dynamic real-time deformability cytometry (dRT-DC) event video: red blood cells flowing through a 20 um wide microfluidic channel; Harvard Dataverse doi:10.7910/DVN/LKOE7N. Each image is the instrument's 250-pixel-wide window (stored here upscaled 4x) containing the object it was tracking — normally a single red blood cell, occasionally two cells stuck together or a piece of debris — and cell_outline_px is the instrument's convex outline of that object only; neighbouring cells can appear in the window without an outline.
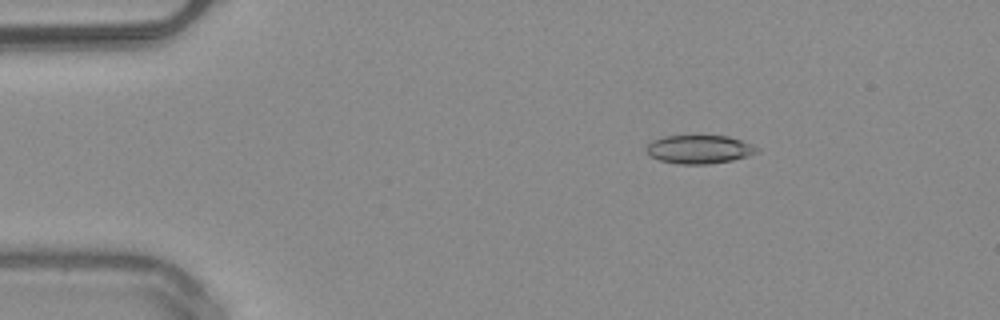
{"species": "common noctule bat (a hibernating species)", "species_latin": "Nyctalus noctula", "temperature_condition": "warm", "stored_images_in_passage": 46, "camera_frame_rate_fps": 3000, "um_per_image_px": 0.085, "animal": {"sex": "male", "body_mass_g": 20.4}, "frame": {"image": 1, "passage_image": 4, "time_ms": 1.0, "image_size_px": [1000, 320], "cell_outline_px": [[760, 148], [756, 152], [748, 156], [732, 160], [708, 164], [680, 164], [660, 160], [648, 156], [644, 148], [652, 140], [664, 136], [728, 136], [752, 144]], "centroid_in_image_um": [59.4, 12.69], "position_along_channel_um": 25.6, "area_um2": 18.38}}
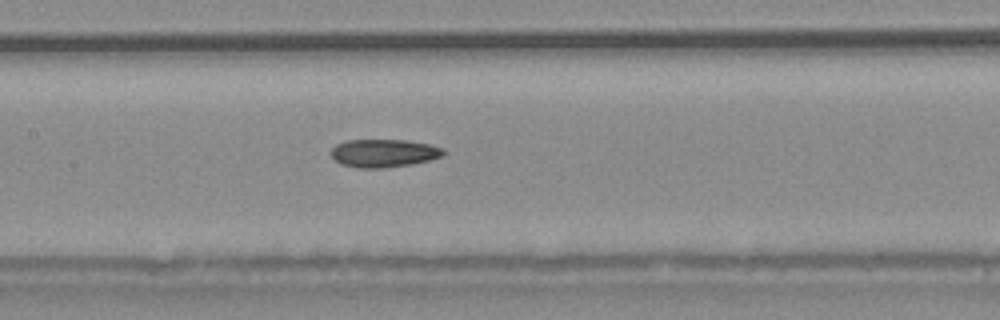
{"frame": {"image": 2, "passage_image": 20, "time_ms": 6.333, "image_size_px": [1000, 320], "cell_outline_px": [[448, 152], [444, 156], [412, 164], [384, 168], [356, 168], [340, 164], [332, 156], [332, 148], [336, 144], [348, 140], [404, 140], [428, 144], [444, 148]], "centroid_in_image_um": [32.65, 13.02], "position_along_channel_um": 174.7, "area_um2": 18.44}}
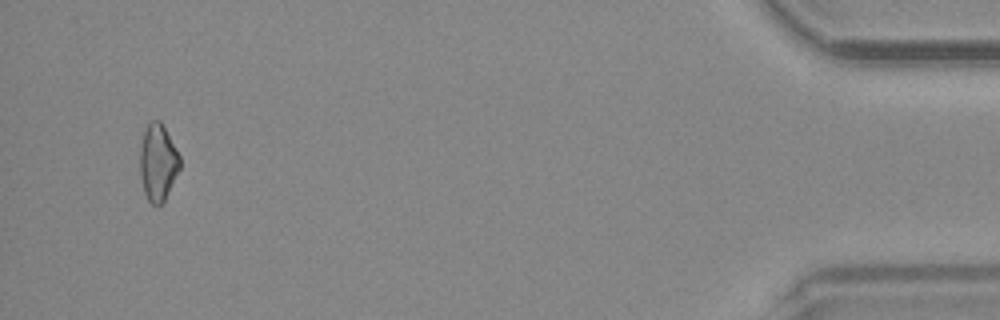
{"frame": {"image": 3, "passage_image": 44, "time_ms": 14.333, "image_size_px": [1000, 320], "cell_outline_px": [[180, 168], [164, 200], [156, 208], [148, 200], [144, 192], [140, 176], [140, 148], [144, 132], [148, 124], [152, 120], [160, 120], [180, 156]], "centroid_in_image_um": [13.41, 13.83], "position_along_channel_um": 421.8, "area_um2": 17.69}, "authors_computed_cell_mechanics": {"area_um2": 18.4382, "velocity_mm_per_s": 4.0672, "shape_relaxation_time_tau1_ms": null, "shape_relaxation_time_tau2_ms": 3.2343, "deformation_change_tau1": null, "deformation_change_tau2": 0.1062}}